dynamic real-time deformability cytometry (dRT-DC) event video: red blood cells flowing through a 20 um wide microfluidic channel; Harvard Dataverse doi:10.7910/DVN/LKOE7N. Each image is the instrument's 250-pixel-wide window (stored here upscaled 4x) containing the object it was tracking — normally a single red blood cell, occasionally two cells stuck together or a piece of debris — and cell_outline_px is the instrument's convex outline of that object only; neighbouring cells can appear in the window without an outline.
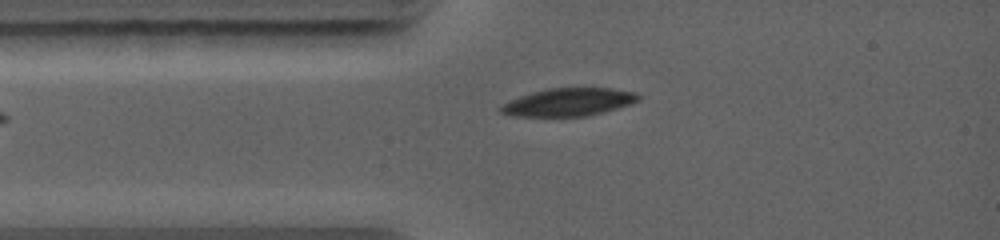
{"species": "common noctule bat (a hibernating species)", "species_latin": "Nyctalus noctula", "temperature_condition": "warm", "stored_images_in_passage": 2, "camera_frame_rate_fps": 5000, "um_per_image_px": 0.085, "animal": {"sex": "female", "body_mass_g": 19.0, "forearm_length_mm": 56.7}, "frame": {"image": 1, "passage_image": 2, "time_ms": 1.0, "image_size_px": [1000, 240], "cell_outline_px": [[640, 100], [632, 104], [604, 112], [588, 116], [512, 116], [500, 112], [496, 108], [520, 96], [532, 92], [548, 88], [608, 88], [636, 92], [640, 96]], "centroid_in_image_um": [48.35, 8.68], "position_along_channel_um": 36.6, "area_um2": 22.37}}